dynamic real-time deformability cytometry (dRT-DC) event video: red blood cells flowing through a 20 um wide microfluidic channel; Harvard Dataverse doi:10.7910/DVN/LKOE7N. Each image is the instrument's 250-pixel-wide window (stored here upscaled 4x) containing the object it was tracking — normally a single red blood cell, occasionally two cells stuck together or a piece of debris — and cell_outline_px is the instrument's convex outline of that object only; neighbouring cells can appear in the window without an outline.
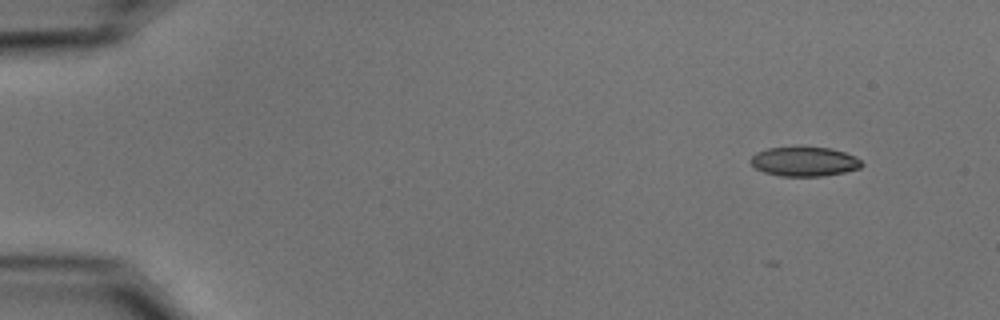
{"species": "common noctule bat (a hibernating species)", "species_latin": "Nyctalus noctula", "temperature_condition": "cold", "stored_images_in_passage": 51, "segment_of_instrument_passage": [1, 2], "camera_frame_rate_fps": 3000, "um_per_image_px": 0.085, "animal": {"sex": "male", "body_mass_g": 15.6}, "frame": {"image": 1, "passage_image": 1, "time_ms": 0.0, "image_size_px": [1000, 320], "cell_outline_px": [[864, 164], [860, 168], [844, 172], [820, 176], [780, 176], [764, 172], [756, 168], [748, 160], [756, 152], [768, 148], [832, 148], [856, 156]], "centroid_in_image_um": [68.37, 13.74], "position_along_channel_um": 16.6, "area_um2": 18.84}}
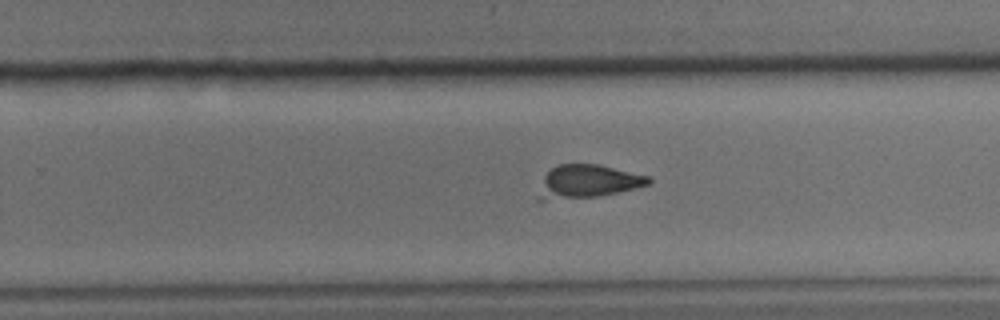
{"frame": {"image": 2, "passage_image": 31, "time_ms": 10.0, "image_size_px": [1000, 320], "cell_outline_px": [[652, 180], [648, 184], [616, 192], [596, 196], [544, 200], [536, 200], [544, 176], [556, 164], [600, 164], [648, 176]], "centroid_in_image_um": [49.91, 15.41], "position_along_channel_um": 279.9, "area_um2": 20.87}}
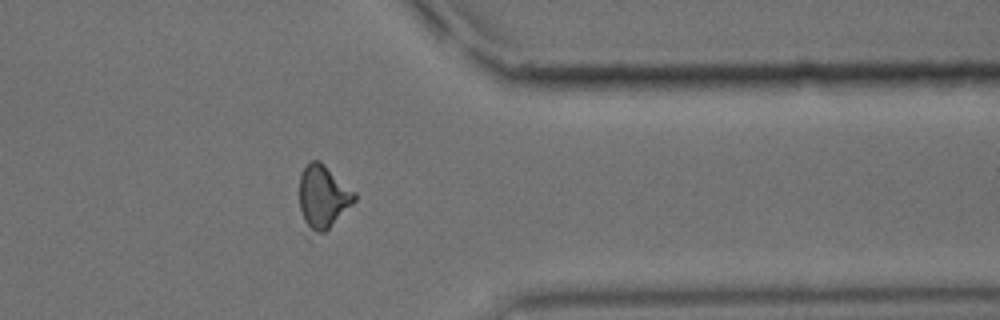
{"frame": {"image": 3, "passage_image": 40, "time_ms": 13.0, "image_size_px": [1000, 320], "cell_outline_px": [[356, 200], [324, 232], [308, 240], [304, 236], [300, 208], [300, 176], [308, 160], [320, 160], [356, 192]], "centroid_in_image_um": [27.39, 16.83], "position_along_channel_um": 384.0, "area_um2": 21.15}}